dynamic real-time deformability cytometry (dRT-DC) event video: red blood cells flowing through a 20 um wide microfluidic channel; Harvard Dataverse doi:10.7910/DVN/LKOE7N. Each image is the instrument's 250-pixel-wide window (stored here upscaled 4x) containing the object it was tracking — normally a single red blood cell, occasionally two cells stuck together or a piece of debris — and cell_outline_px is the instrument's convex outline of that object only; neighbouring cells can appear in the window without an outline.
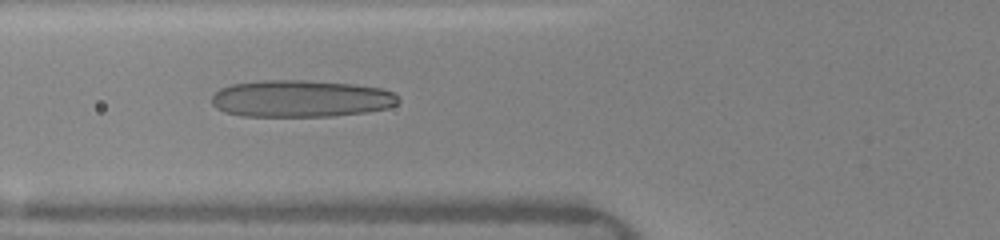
{"species": "human", "species_latin": "Homo sapiens", "temperature_condition": "warm", "stored_images_in_passage": 36, "camera_frame_rate_fps": 3000, "um_per_image_px": 0.085, "donor": {"sex": "female"}, "frame": {"image": 1, "passage_image": 7, "time_ms": 2.0, "image_size_px": [1000, 240], "cell_outline_px": [[400, 100], [396, 104], [388, 108], [364, 112], [332, 116], [244, 116], [224, 112], [216, 108], [212, 104], [212, 96], [220, 88], [232, 84], [264, 80], [304, 80], [352, 84], [380, 88], [392, 92]], "centroid_in_image_um": [25.54, 8.38], "position_along_channel_um": 100.3, "area_um2": 40.11}}
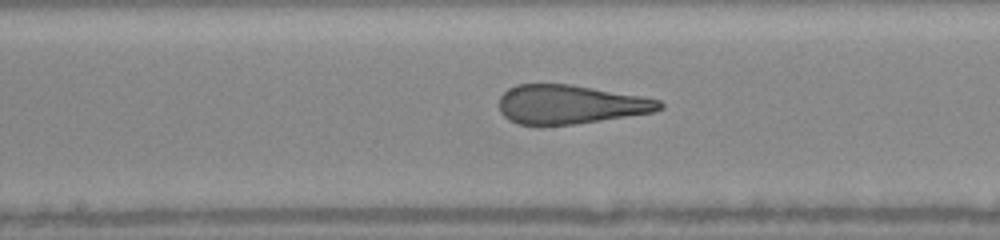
{"frame": {"image": 2, "passage_image": 14, "time_ms": 4.333, "image_size_px": [1000, 240], "cell_outline_px": [[664, 108], [652, 112], [600, 120], [572, 124], [516, 124], [508, 120], [500, 112], [500, 96], [508, 88], [516, 84], [572, 84], [640, 96], [660, 100], [664, 104]], "centroid_in_image_um": [48.44, 8.86], "position_along_channel_um": 199.8, "area_um2": 36.13}}
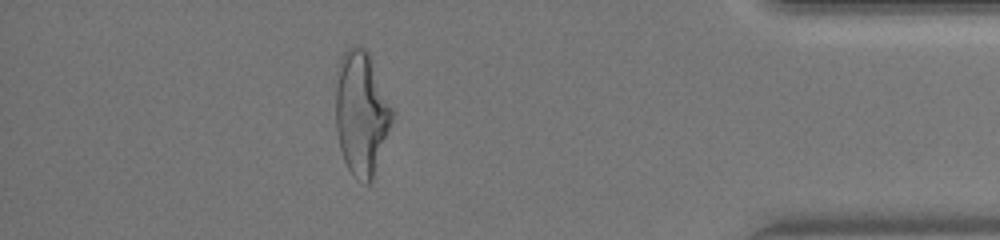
{"frame": {"image": 3, "passage_image": 31, "time_ms": 10.0, "image_size_px": [1000, 240], "cell_outline_px": [[392, 120], [372, 180], [368, 184], [364, 184], [348, 168], [344, 160], [340, 148], [336, 128], [336, 88], [340, 60], [344, 52], [348, 48], [356, 44], [360, 44], [368, 52], [392, 108]], "centroid_in_image_um": [30.7, 9.6], "position_along_channel_um": 404.5, "area_um2": 40.0}, "authors_computed_cell_mechanics": {"area_um2": 38.5237, "velocity_mm_per_s": 4.2448, "shape_relaxation_time_tau1_ms": null, "shape_relaxation_time_tau2_ms": 1.0153, "deformation_change_tau1": null, "deformation_change_tau2": 0.1153}}